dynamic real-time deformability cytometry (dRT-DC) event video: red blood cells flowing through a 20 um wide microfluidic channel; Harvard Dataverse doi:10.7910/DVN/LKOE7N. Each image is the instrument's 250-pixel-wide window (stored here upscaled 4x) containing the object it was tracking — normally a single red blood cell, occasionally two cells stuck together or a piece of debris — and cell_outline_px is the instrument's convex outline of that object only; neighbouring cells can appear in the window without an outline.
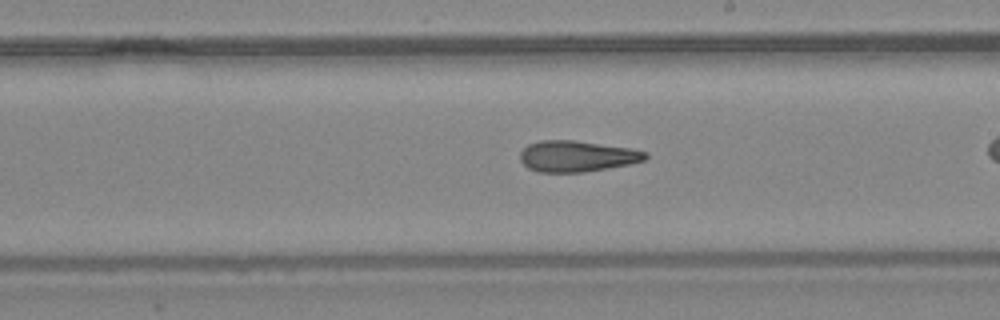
{"species": "common noctule bat (a hibernating species)", "species_latin": "Nyctalus noctula", "temperature_condition": "warm", "stored_images_in_passage": 24, "camera_frame_rate_fps": 3000, "um_per_image_px": 0.085, "animal": {"sex": "female", "body_mass_g": 24.6, "forearm_length_mm": 56.2}, "frame": {"image": 1, "passage_image": 14, "time_ms": 4.333, "image_size_px": [1000, 320], "cell_outline_px": [[648, 156], [644, 160], [628, 164], [608, 168], [584, 172], [536, 172], [528, 168], [520, 160], [520, 152], [528, 144], [540, 140], [572, 140], [628, 148], [648, 152]], "centroid_in_image_um": [49.0, 13.28], "position_along_channel_um": 240.0, "area_um2": 22.54}}
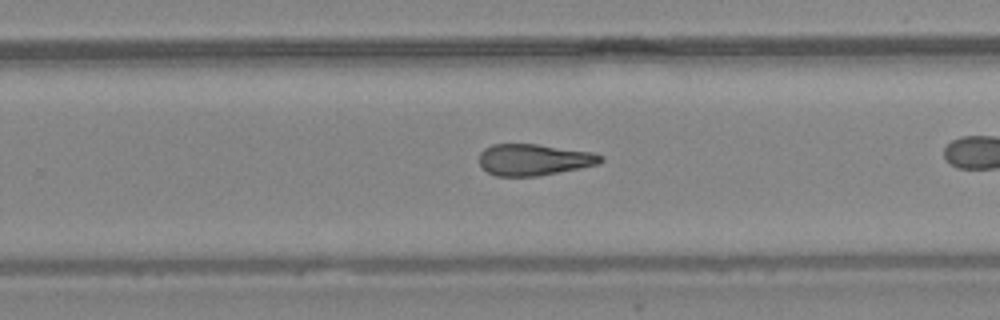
{"frame": {"image": 2, "passage_image": 17, "time_ms": 5.333, "image_size_px": [1000, 320], "cell_outline_px": [[604, 160], [600, 164], [540, 176], [496, 176], [488, 172], [480, 164], [480, 152], [484, 148], [492, 144], [536, 144], [592, 152], [604, 156]], "centroid_in_image_um": [45.41, 13.57], "position_along_channel_um": 284.4, "area_um2": 22.31}}